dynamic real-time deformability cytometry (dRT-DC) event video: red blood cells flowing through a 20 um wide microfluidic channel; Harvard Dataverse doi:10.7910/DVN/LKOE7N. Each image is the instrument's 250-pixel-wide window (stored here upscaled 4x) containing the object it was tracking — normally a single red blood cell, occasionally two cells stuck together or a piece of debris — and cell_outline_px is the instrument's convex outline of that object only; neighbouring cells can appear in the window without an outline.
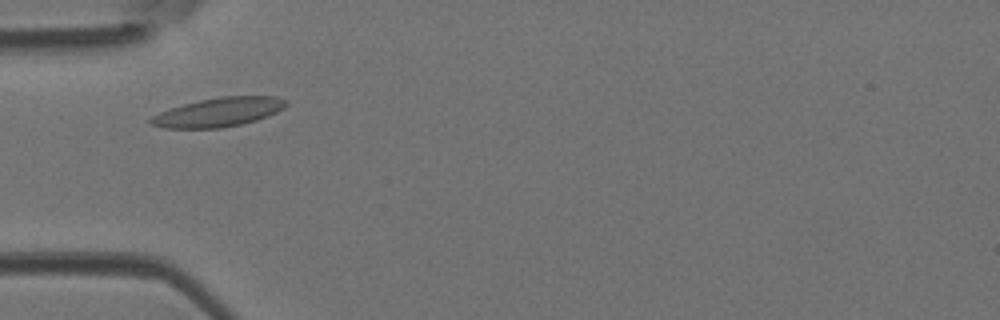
{"species": "Egyptian fruit bat (a non-hibernating species)", "species_latin": "Rousettus aegyptiacus", "temperature_condition": "room temperature", "stored_images_in_passage": 40, "camera_frame_rate_fps": 3000, "um_per_image_px": 0.085, "animal": {"sex": "female"}, "frame": {"image": 1, "passage_image": 7, "time_ms": 2.0, "image_size_px": [1000, 320], "cell_outline_px": [[288, 104], [284, 108], [268, 116], [256, 120], [240, 124], [220, 128], [164, 128], [148, 124], [148, 120], [152, 116], [160, 112], [184, 104], [200, 100], [220, 96], [276, 96], [288, 100]], "centroid_in_image_um": [18.59, 9.53], "position_along_channel_um": 66.4, "area_um2": 22.89}}
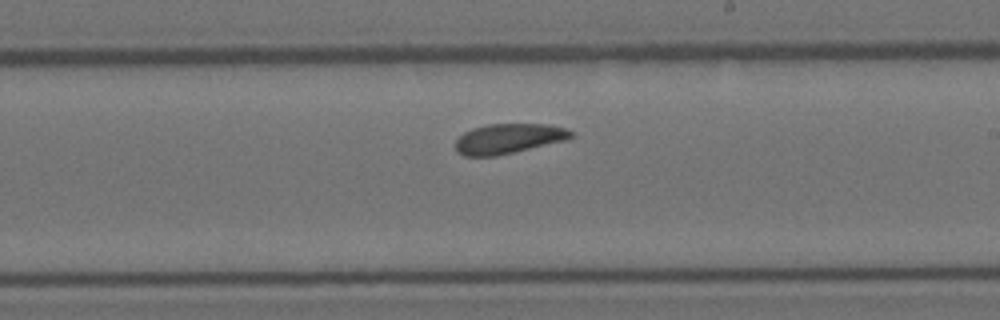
{"frame": {"image": 2, "passage_image": 20, "time_ms": 6.333, "image_size_px": [1000, 320], "cell_outline_px": [[576, 136], [564, 140], [496, 156], [464, 156], [456, 152], [456, 140], [464, 132], [472, 128], [488, 124], [548, 124], [564, 128], [572, 132]], "centroid_in_image_um": [43.19, 11.78], "position_along_channel_um": 245.8, "area_um2": 20.0}}
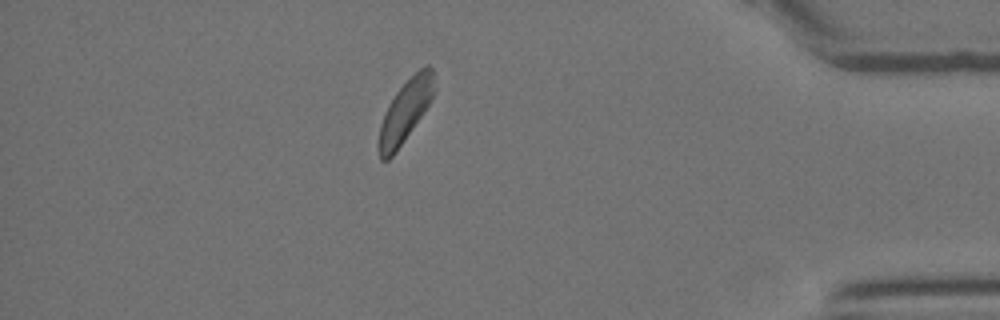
{"frame": {"image": 3, "passage_image": 34, "time_ms": 11.0, "image_size_px": [1000, 320], "cell_outline_px": [[436, 92], [396, 152], [388, 160], [380, 160], [376, 148], [380, 124], [388, 104], [396, 92], [424, 64], [428, 64], [432, 68], [436, 88]], "centroid_in_image_um": [34.43, 9.46], "position_along_channel_um": 400.8, "area_um2": 20.0}, "authors_computed_cell_mechanics": {"area_um2": 20.9525, "velocity_mm_per_s": 4.1603, "shape_relaxation_time_tau1_ms": 2.0951, "shape_relaxation_time_tau2_ms": 2.9658, "deformation_change_tau1": 0.074, "deformation_change_tau2": 0.09}}